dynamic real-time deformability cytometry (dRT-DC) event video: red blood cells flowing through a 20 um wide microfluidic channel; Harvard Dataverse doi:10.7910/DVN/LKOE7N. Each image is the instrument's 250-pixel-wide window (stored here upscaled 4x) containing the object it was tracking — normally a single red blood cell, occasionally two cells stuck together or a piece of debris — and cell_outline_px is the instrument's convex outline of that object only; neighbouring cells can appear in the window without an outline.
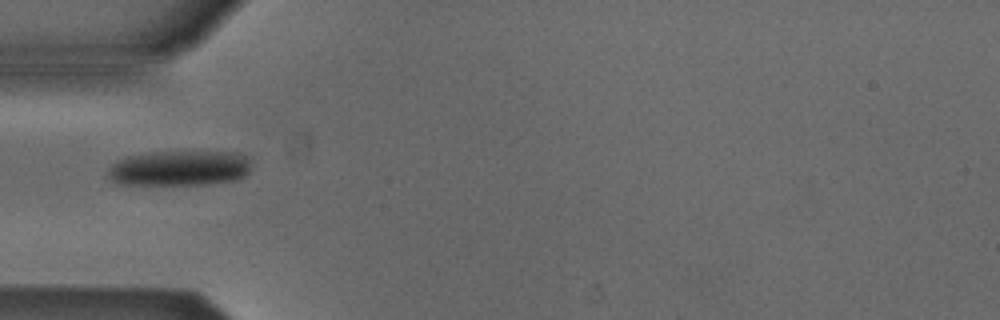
{"species": "Egyptian fruit bat (a non-hibernating species)", "species_latin": "Rousettus aegyptiacus", "temperature_condition": "cold", "stored_images_in_passage": 37, "camera_frame_rate_fps": 3000, "um_per_image_px": 0.085, "animal": {"sex": "male"}, "frame": {"image": 1, "passage_image": 1, "time_ms": 0.0, "image_size_px": [1000, 320], "cell_outline_px": [[248, 172], [244, 176], [236, 180], [208, 184], [112, 184], [108, 180], [108, 168], [116, 160], [128, 156], [152, 152], [236, 152], [244, 156], [248, 160]], "centroid_in_image_um": [15.17, 14.3], "position_along_channel_um": 69.8, "area_um2": 29.42}}
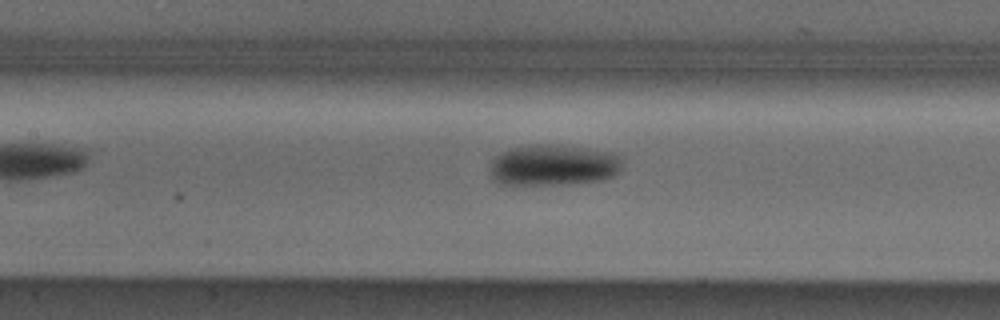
{"frame": {"image": 2, "passage_image": 8, "time_ms": 2.333, "image_size_px": [1000, 320], "cell_outline_px": [[624, 164], [620, 172], [604, 180], [564, 184], [512, 188], [496, 184], [492, 180], [492, 160], [496, 156], [512, 148], [536, 144], [556, 144], [612, 152], [624, 156]], "centroid_in_image_um": [47.05, 14.09], "position_along_channel_um": 160.4, "area_um2": 32.95}}
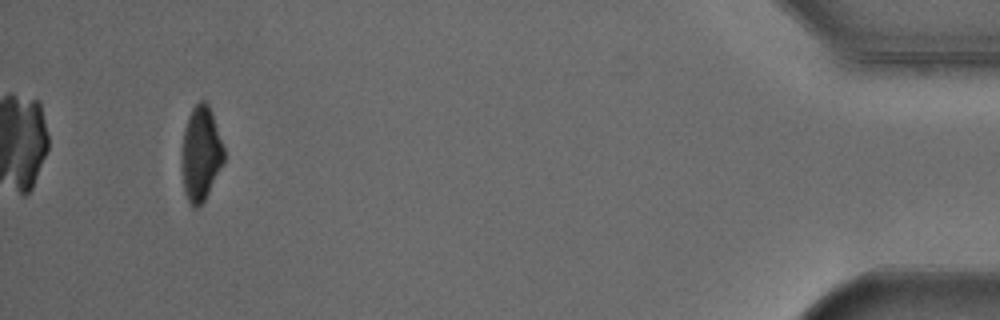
{"frame": {"image": 3, "passage_image": 34, "time_ms": 11.0, "image_size_px": [1000, 320], "cell_outline_px": [[224, 160], [204, 200], [196, 208], [188, 200], [184, 192], [180, 160], [180, 152], [184, 128], [188, 116], [192, 108], [200, 100], [208, 100], [224, 148]], "centroid_in_image_um": [17.03, 12.99], "position_along_channel_um": 418.2, "area_um2": 23.41}}